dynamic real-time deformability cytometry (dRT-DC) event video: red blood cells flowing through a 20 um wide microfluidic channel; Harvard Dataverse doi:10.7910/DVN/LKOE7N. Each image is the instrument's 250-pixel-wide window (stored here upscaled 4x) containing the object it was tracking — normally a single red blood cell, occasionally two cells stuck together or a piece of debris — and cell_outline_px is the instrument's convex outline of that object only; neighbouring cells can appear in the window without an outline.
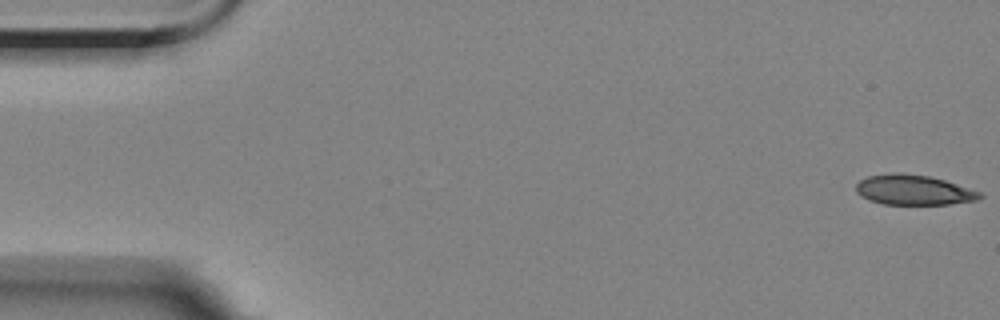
{"species": "Egyptian fruit bat (a non-hibernating species)", "species_latin": "Rousettus aegyptiacus", "temperature_condition": "room temperature", "stored_images_in_passage": 4, "camera_frame_rate_fps": 3000, "um_per_image_px": 0.085, "animal": {"sex": "female"}, "frame": {"image": 1, "passage_image": 1, "time_ms": 0.0, "image_size_px": [1000, 320], "cell_outline_px": [[984, 196], [976, 200], [948, 204], [884, 204], [868, 200], [860, 196], [856, 192], [856, 184], [860, 180], [868, 176], [928, 176], [944, 180], [980, 192]], "centroid_in_image_um": [77.67, 16.2], "position_along_channel_um": 7.3, "area_um2": 20.63}}
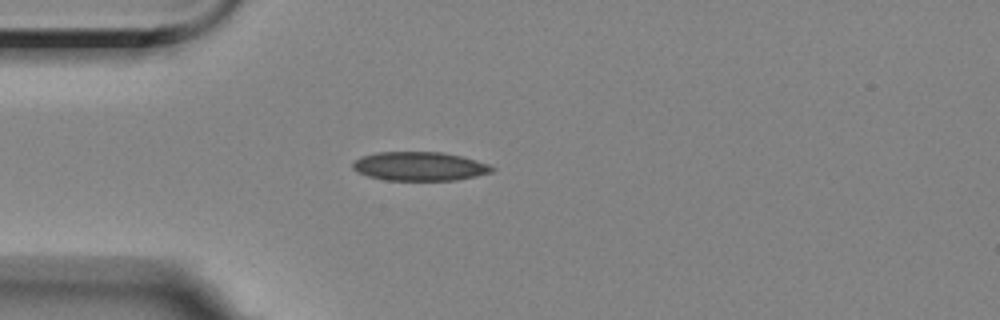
{"frame": {"image": 2, "passage_image": 4, "time_ms": 4.667, "image_size_px": [1000, 320], "cell_outline_px": [[496, 168], [492, 172], [476, 176], [456, 180], [384, 180], [368, 176], [352, 168], [352, 164], [360, 156], [376, 152], [444, 152], [476, 160], [488, 164]], "centroid_in_image_um": [35.67, 14.13], "position_along_channel_um": 49.3, "area_um2": 23.41}}